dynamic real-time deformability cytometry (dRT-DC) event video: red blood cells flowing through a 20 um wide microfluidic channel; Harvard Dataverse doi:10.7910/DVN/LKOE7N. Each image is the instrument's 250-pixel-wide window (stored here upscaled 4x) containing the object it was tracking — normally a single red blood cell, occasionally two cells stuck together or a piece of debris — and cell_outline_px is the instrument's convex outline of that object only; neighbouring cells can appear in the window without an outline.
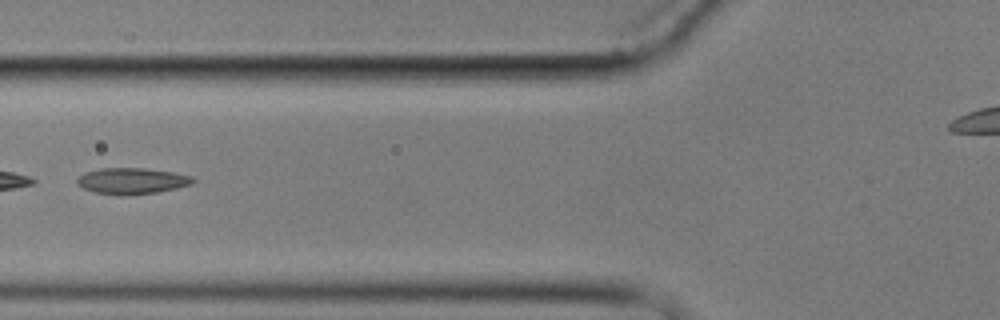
{"species": "common noctule bat (a hibernating species)", "species_latin": "Nyctalus noctula", "temperature_condition": "cold", "stored_images_in_passage": 7, "segment_of_instrument_passage": [2, 2], "camera_frame_rate_fps": 3000, "um_per_image_px": 0.085, "animal": {"sex": "male", "body_mass_g": 17.9}, "frame": {"image": 1, "passage_image": 7, "time_ms": 7.0, "image_size_px": [1000, 320], "cell_outline_px": [[196, 180], [192, 184], [176, 188], [156, 192], [96, 192], [84, 188], [76, 184], [76, 180], [84, 172], [100, 168], [148, 168], [172, 172], [192, 176]], "centroid_in_image_um": [11.24, 15.32], "position_along_channel_um": 114.6, "area_um2": 16.82}}